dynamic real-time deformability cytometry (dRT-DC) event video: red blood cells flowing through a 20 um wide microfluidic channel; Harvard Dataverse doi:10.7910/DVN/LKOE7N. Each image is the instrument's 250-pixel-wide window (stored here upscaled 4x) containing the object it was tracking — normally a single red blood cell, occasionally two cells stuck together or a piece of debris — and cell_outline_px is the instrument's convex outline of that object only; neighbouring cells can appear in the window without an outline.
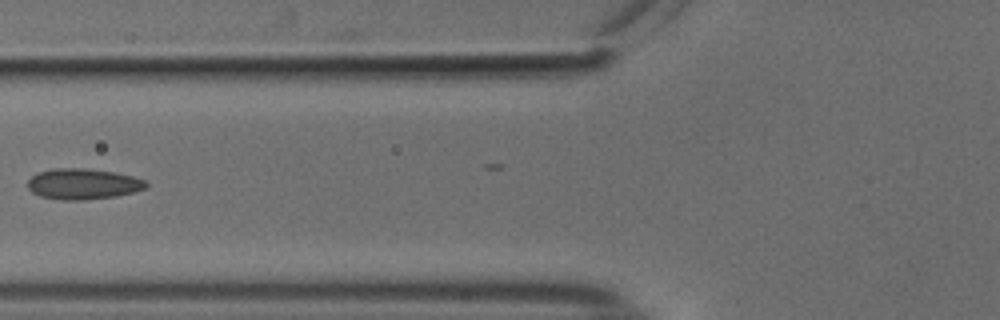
{"species": "common noctule bat (a hibernating species)", "species_latin": "Nyctalus noctula", "temperature_condition": "cold", "stored_images_in_passage": 4, "camera_frame_rate_fps": 3000, "um_per_image_px": 0.085, "animal": {"sex": "male", "body_mass_g": 18.8}, "frame": {"image": 1, "passage_image": 2, "time_ms": 0.333, "image_size_px": [1000, 320], "cell_outline_px": [[148, 184], [144, 188], [132, 192], [116, 196], [84, 200], [64, 200], [40, 196], [32, 192], [28, 188], [28, 180], [32, 176], [40, 172], [56, 168], [88, 168], [116, 172], [132, 176], [144, 180]], "centroid_in_image_um": [7.05, 15.63], "position_along_channel_um": 118.8, "area_um2": 21.1}}